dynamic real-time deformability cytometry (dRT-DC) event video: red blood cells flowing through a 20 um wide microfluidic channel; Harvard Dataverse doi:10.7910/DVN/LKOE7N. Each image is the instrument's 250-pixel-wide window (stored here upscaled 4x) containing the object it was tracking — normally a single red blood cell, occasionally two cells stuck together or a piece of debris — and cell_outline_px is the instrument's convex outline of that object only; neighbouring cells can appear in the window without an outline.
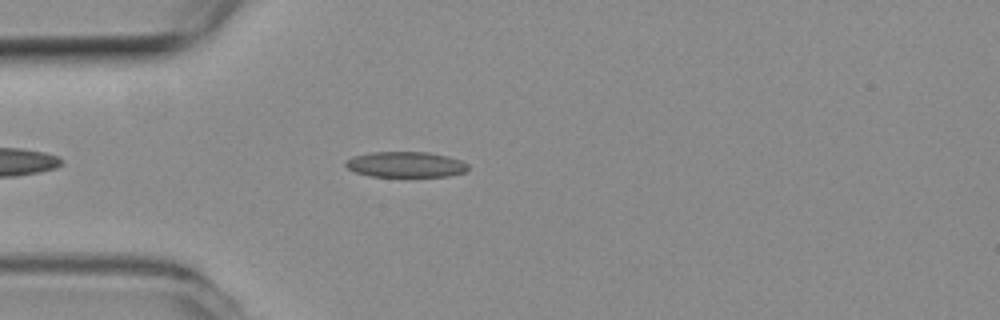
{"species": "common noctule bat (a hibernating species)", "species_latin": "Nyctalus noctula", "temperature_condition": "room temperature", "stored_images_in_passage": 2, "camera_frame_rate_fps": 3000, "um_per_image_px": 0.085, "animal": {"sex": "female", "body_mass_g": 19.3, "forearm_length_mm": 54.1}, "frame": {"image": 1, "passage_image": 2, "time_ms": 0.333, "image_size_px": [1000, 320], "cell_outline_px": [[468, 168], [464, 172], [448, 176], [408, 180], [368, 176], [356, 172], [348, 168], [344, 164], [352, 156], [372, 152], [428, 152], [448, 156], [460, 160], [468, 164]], "centroid_in_image_um": [34.49, 14.04], "position_along_channel_um": 50.5, "area_um2": 19.31}}